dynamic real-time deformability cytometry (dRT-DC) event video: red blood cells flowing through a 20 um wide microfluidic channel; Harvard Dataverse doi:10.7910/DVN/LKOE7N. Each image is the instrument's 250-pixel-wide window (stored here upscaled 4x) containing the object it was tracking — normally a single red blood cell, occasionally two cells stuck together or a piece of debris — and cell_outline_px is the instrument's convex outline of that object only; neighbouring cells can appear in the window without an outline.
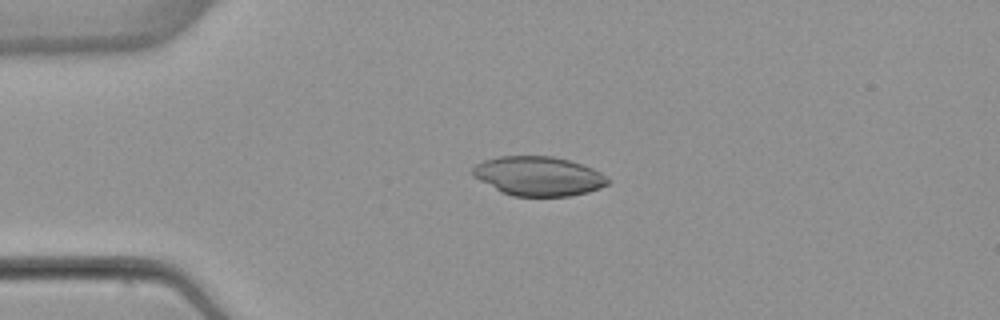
{"species": "common noctule bat (a hibernating species)", "species_latin": "Nyctalus noctula", "temperature_condition": "warm", "stored_images_in_passage": 52, "camera_frame_rate_fps": 3000, "um_per_image_px": 0.085, "animal": {"sex": "female", "body_mass_g": 22.7, "forearm_length_mm": 54.2}, "frame": {"image": 1, "passage_image": 12, "time_ms": 3.667, "image_size_px": [1000, 320], "cell_outline_px": [[612, 180], [608, 184], [600, 188], [588, 192], [568, 196], [512, 196], [500, 192], [472, 176], [472, 168], [476, 164], [484, 160], [500, 156], [552, 156], [568, 160], [592, 168], [600, 172]], "centroid_in_image_um": [45.76, 14.97], "position_along_channel_um": 39.2, "area_um2": 31.04}}
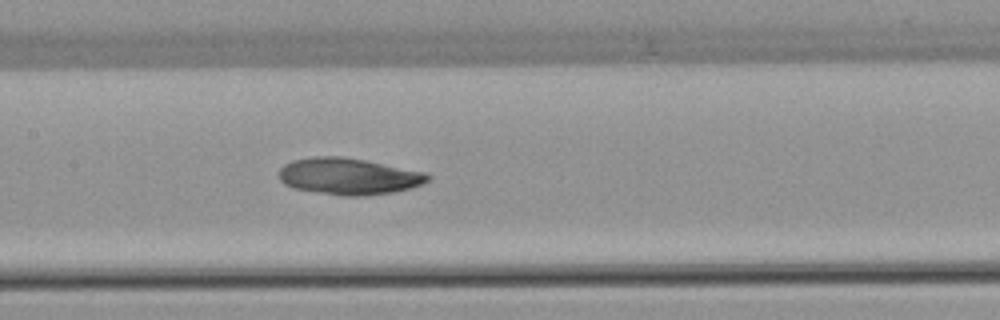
{"frame": {"image": 2, "passage_image": 25, "time_ms": 8.0, "image_size_px": [1000, 320], "cell_outline_px": [[432, 176], [424, 184], [392, 192], [364, 196], [340, 196], [292, 188], [284, 184], [280, 180], [280, 168], [284, 164], [292, 160], [316, 156], [344, 156], [424, 172]], "centroid_in_image_um": [29.61, 14.99], "position_along_channel_um": 177.8, "area_um2": 31.73}}
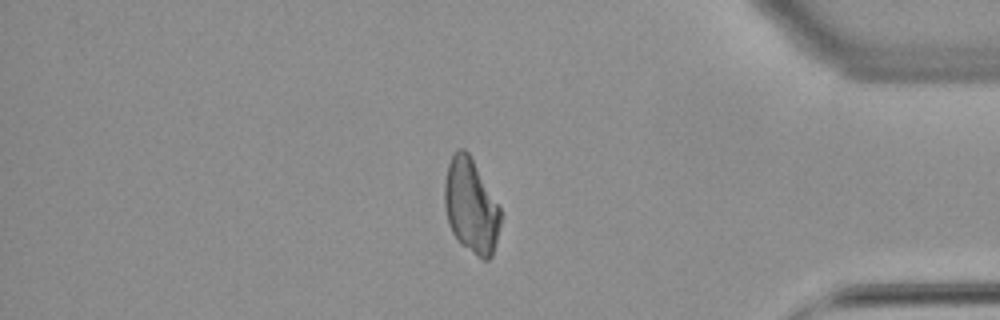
{"frame": {"image": 3, "passage_image": 44, "time_ms": 14.333, "image_size_px": [1000, 320], "cell_outline_px": [[500, 224], [492, 256], [488, 260], [484, 260], [460, 244], [452, 232], [444, 208], [444, 184], [448, 164], [452, 156], [460, 148], [464, 148], [468, 152], [500, 208]], "centroid_in_image_um": [40.01, 17.53], "position_along_channel_um": 395.2, "area_um2": 30.35}}